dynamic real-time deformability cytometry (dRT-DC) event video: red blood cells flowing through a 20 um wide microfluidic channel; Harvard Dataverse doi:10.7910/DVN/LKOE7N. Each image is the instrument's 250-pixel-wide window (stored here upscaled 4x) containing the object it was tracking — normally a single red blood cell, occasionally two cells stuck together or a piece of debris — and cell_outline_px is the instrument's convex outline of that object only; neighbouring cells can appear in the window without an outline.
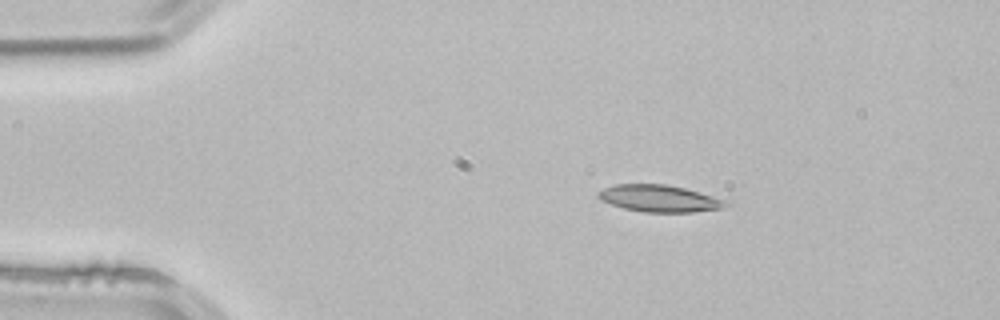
{"species": "common noctule bat (a hibernating species)", "species_latin": "Nyctalus noctula", "temperature_condition": "room temperature", "stored_images_in_passage": 2, "camera_frame_rate_fps": 3000, "um_per_image_px": 0.085, "animal": {"sex": "male", "body_mass_g": 21.5, "forearm_length_mm": 52.0}, "frame": {"image": 1, "passage_image": 1, "time_ms": 0.0, "image_size_px": [1000, 320], "cell_outline_px": [[732, 204], [720, 208], [692, 212], [644, 212], [624, 208], [600, 200], [596, 196], [596, 192], [604, 188], [616, 184], [664, 184], [684, 188], [724, 200]], "centroid_in_image_um": [55.98, 16.87], "position_along_channel_um": 29.0, "area_um2": 19.77}}
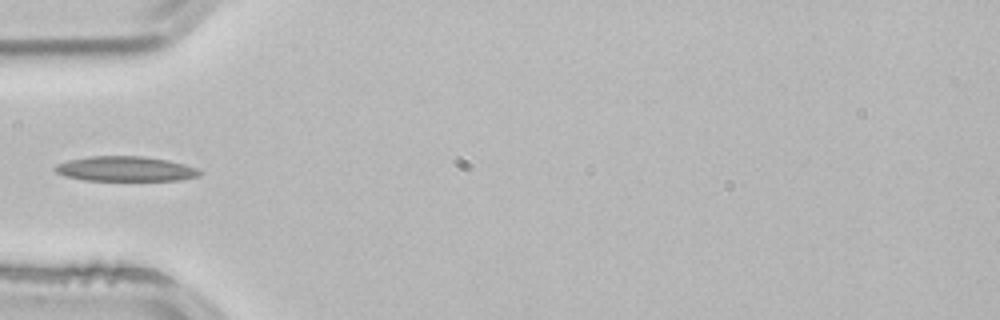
{"frame": {"image": 2, "passage_image": 2, "time_ms": 0.333, "image_size_px": [1000, 320], "cell_outline_px": [[200, 176], [180, 180], [84, 180], [64, 176], [56, 172], [52, 168], [56, 164], [68, 160], [92, 156], [144, 156], [168, 160], [184, 164], [196, 168], [200, 172]], "centroid_in_image_um": [10.63, 14.35], "position_along_channel_um": 74.4, "area_um2": 20.98}}